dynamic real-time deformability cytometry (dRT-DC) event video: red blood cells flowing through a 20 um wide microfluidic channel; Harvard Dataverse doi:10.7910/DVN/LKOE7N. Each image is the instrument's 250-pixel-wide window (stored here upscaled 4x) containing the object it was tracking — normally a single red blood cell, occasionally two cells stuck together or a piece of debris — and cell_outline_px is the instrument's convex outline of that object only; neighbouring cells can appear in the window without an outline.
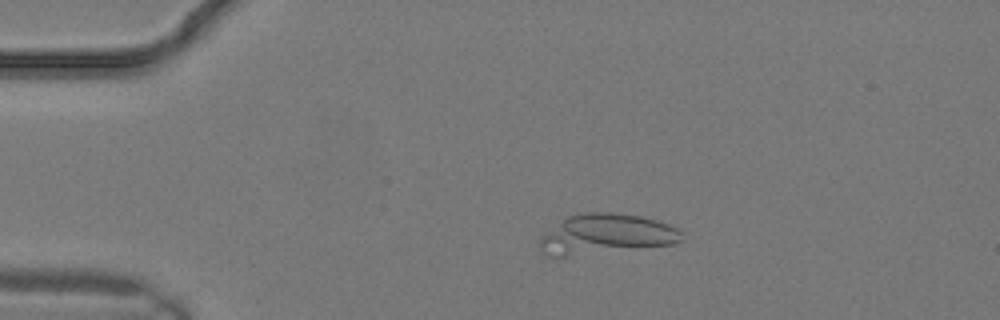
{"species": "common noctule bat (a hibernating species)", "species_latin": "Nyctalus noctula", "temperature_condition": "warm", "stored_images_in_passage": 25, "camera_frame_rate_fps": 3000, "um_per_image_px": 0.085, "animal": {"sex": "male", "body_mass_g": 19.2, "forearm_length_mm": 51.8}, "frame": {"image": 1, "passage_image": 5, "time_ms": 1.333, "image_size_px": [1000, 320], "cell_outline_px": [[684, 240], [672, 244], [568, 256], [552, 256], [544, 252], [540, 244], [540, 236], [568, 216], [584, 212], [612, 212], [644, 216], [680, 228], [684, 232]], "centroid_in_image_um": [51.57, 19.88], "position_along_channel_um": 33.4, "area_um2": 33.06}}